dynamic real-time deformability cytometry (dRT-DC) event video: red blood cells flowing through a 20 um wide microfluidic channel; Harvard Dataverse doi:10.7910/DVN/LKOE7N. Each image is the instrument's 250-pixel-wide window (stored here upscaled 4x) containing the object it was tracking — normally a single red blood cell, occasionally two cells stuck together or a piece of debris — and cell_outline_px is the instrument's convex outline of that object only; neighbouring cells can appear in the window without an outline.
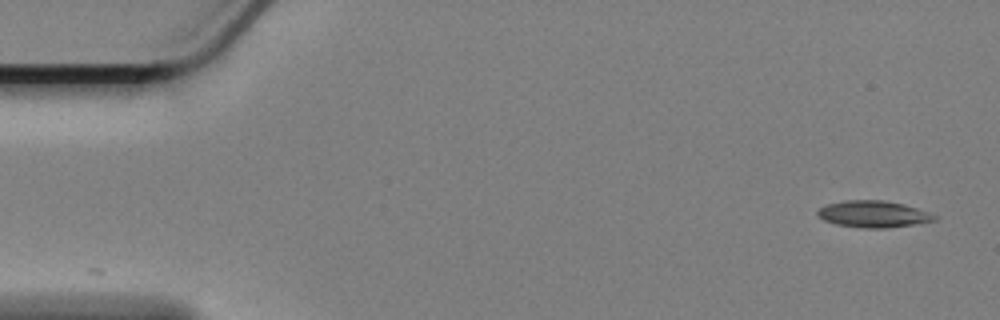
{"species": "Egyptian fruit bat (a non-hibernating species)", "species_latin": "Rousettus aegyptiacus", "temperature_condition": "cold", "stored_images_in_passage": 57, "camera_frame_rate_fps": 3000, "um_per_image_px": 0.085, "animal": {"sex": "female"}, "frame": {"image": 1, "passage_image": 1, "time_ms": 0.0, "image_size_px": [1000, 320], "cell_outline_px": [[940, 216], [936, 220], [912, 224], [884, 228], [864, 228], [836, 224], [824, 220], [816, 212], [820, 208], [828, 204], [844, 200], [884, 200], [904, 204]], "centroid_in_image_um": [74.25, 18.19], "position_along_channel_um": 10.7, "area_um2": 17.98}}
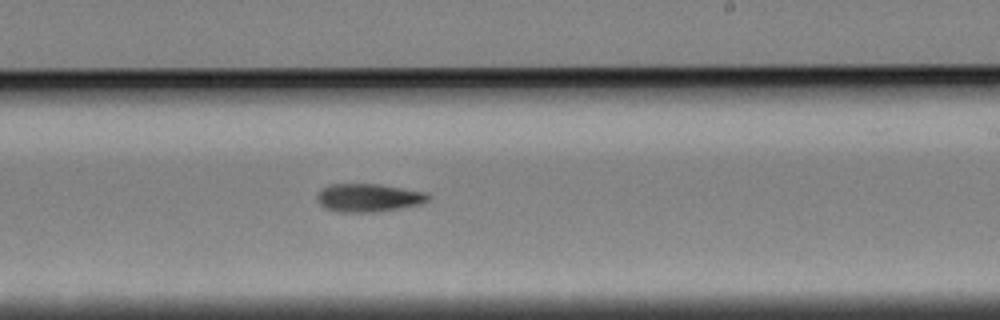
{"frame": {"image": 2, "passage_image": 33, "time_ms": 10.667, "image_size_px": [1000, 320], "cell_outline_px": [[432, 196], [428, 200], [420, 204], [400, 208], [372, 212], [340, 212], [324, 208], [320, 204], [316, 196], [328, 184], [380, 184], [424, 192]], "centroid_in_image_um": [31.32, 16.81], "position_along_channel_um": 257.7, "area_um2": 18.09}}
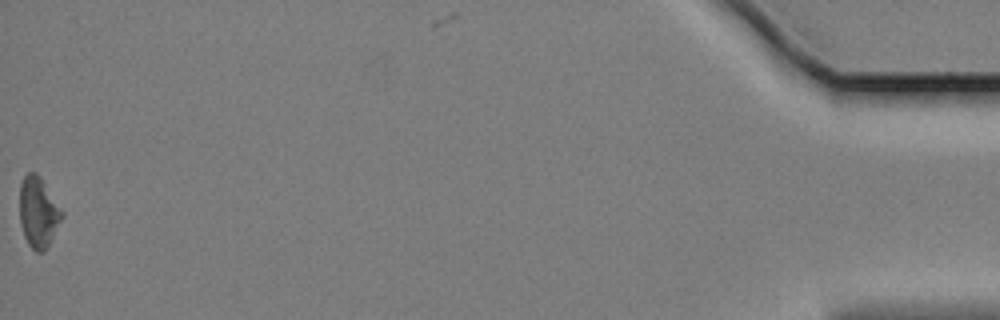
{"frame": {"image": 3, "passage_image": 57, "time_ms": 18.667, "image_size_px": [1000, 320], "cell_outline_px": [[64, 216], [44, 252], [36, 252], [28, 244], [24, 236], [20, 224], [20, 184], [24, 176], [28, 172], [36, 172], [40, 176], [64, 212]], "centroid_in_image_um": [3.26, 18.03], "position_along_channel_um": 431.9, "area_um2": 17.46}}